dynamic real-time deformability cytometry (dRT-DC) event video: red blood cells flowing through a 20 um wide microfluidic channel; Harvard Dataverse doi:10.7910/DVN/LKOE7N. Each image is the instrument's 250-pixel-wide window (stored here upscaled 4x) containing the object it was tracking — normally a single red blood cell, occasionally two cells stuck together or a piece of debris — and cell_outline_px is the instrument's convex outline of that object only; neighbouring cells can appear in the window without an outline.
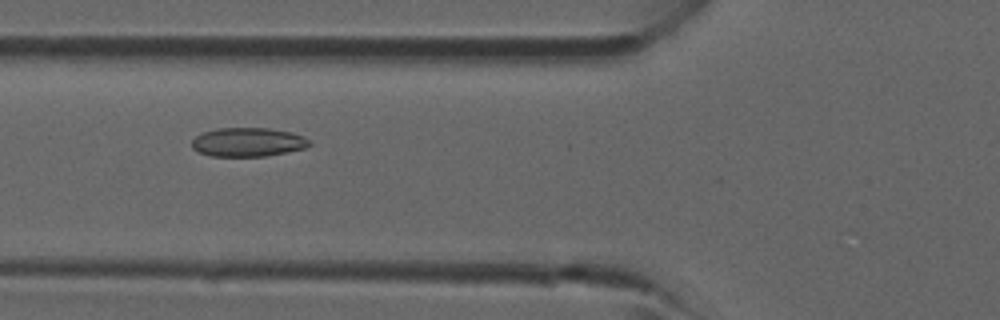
{"species": "common noctule bat (a hibernating species)", "species_latin": "Nyctalus noctula", "temperature_condition": "room temperature", "stored_images_in_passage": 4, "camera_frame_rate_fps": 3000, "um_per_image_px": 0.085, "animal": {"sex": "male", "forearm_length_mm": 52.5}, "frame": {"image": 1, "passage_image": 4, "time_ms": 3.333, "image_size_px": [1000, 320], "cell_outline_px": [[312, 144], [308, 148], [264, 156], [212, 156], [196, 152], [192, 148], [192, 140], [196, 136], [204, 132], [216, 128], [268, 128], [292, 132], [304, 136], [312, 140]], "centroid_in_image_um": [21.11, 12.08], "position_along_channel_um": 104.7, "area_um2": 20.06}}